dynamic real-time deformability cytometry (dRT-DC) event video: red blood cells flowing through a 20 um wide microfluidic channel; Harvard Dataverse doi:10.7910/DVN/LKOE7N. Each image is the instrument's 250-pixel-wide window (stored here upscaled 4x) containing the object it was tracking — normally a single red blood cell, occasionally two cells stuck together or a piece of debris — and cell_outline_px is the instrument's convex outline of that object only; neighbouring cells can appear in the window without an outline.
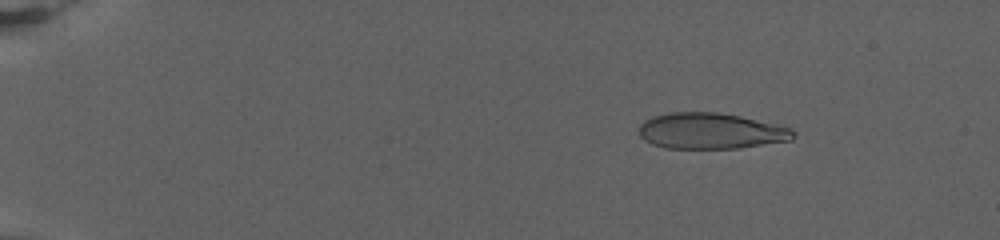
{"species": "human", "species_latin": "Homo sapiens", "temperature_condition": "warm", "stored_images_in_passage": 79, "camera_frame_rate_fps": 3000, "um_per_image_px": 0.085, "donor": {"sex": "female"}, "frame": {"image": 1, "passage_image": 12, "time_ms": 3.667, "image_size_px": [1000, 240], "cell_outline_px": [[796, 136], [792, 140], [736, 148], [664, 148], [652, 144], [644, 140], [640, 136], [640, 124], [644, 120], [652, 116], [672, 112], [716, 112], [740, 116], [776, 124], [792, 128], [796, 132]], "centroid_in_image_um": [60.42, 11.13], "position_along_channel_um": 24.6, "area_um2": 32.37}}
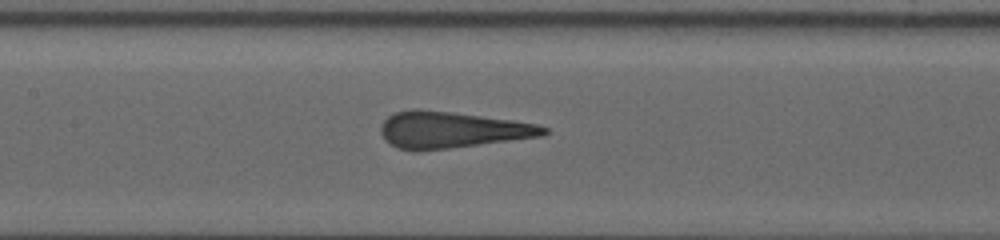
{"frame": {"image": 2, "passage_image": 41, "time_ms": 13.333, "image_size_px": [1000, 240], "cell_outline_px": [[548, 132], [544, 136], [416, 152], [396, 148], [384, 140], [380, 132], [380, 128], [384, 120], [388, 116], [396, 112], [412, 108], [420, 108], [452, 112], [512, 120], [536, 124], [548, 128]], "centroid_in_image_um": [38.34, 11.04], "position_along_channel_um": 169.1, "area_um2": 34.8}}
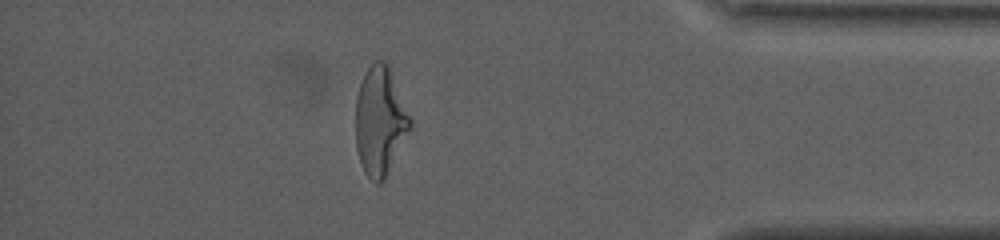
{"frame": {"image": 3, "passage_image": 70, "time_ms": 23.0, "image_size_px": [1000, 240], "cell_outline_px": [[412, 124], [384, 180], [380, 184], [376, 184], [364, 172], [356, 148], [356, 96], [364, 72], [376, 60], [384, 60], [388, 64], [412, 120]], "centroid_in_image_um": [32.29, 10.27], "position_along_channel_um": 402.9, "area_um2": 34.22}}